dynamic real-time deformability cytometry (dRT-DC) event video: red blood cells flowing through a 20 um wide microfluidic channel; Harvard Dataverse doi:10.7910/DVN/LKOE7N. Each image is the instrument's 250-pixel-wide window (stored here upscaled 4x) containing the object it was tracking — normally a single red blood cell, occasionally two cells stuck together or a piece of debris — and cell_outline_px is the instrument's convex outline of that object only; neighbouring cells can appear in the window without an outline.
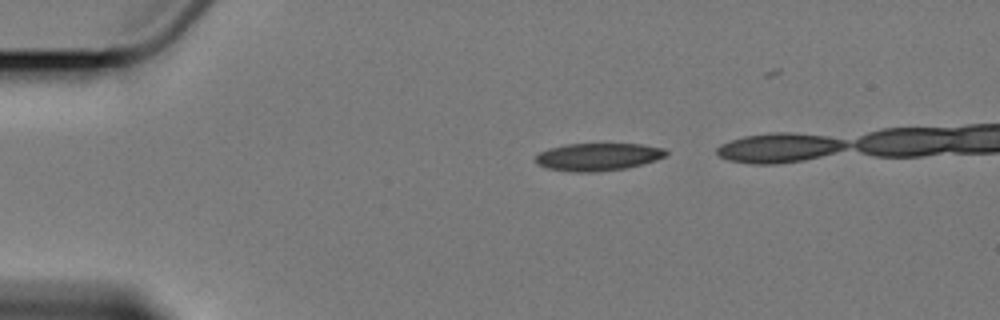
{"species": "Egyptian fruit bat (a non-hibernating species)", "species_latin": "Rousettus aegyptiacus", "temperature_condition": "cold", "stored_images_in_passage": 6, "segment_of_instrument_passage": [1, 2], "camera_frame_rate_fps": 3000, "um_per_image_px": 0.085, "animal": {"sex": "female"}, "frame": {"image": 1, "passage_image": 1, "time_ms": 0.0, "image_size_px": [1000, 320], "cell_outline_px": [[668, 156], [656, 160], [628, 168], [600, 172], [572, 172], [544, 168], [536, 164], [532, 160], [540, 152], [548, 148], [564, 144], [640, 144], [664, 148], [668, 152]], "centroid_in_image_um": [50.79, 13.34], "position_along_channel_um": 34.2, "area_um2": 21.44}}
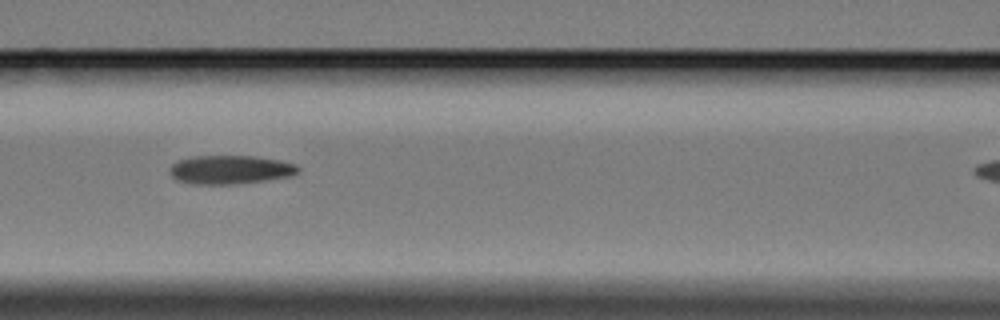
{"frame": {"image": 2, "passage_image": 4, "time_ms": 4.667, "image_size_px": [1000, 320], "cell_outline_px": [[300, 172], [292, 176], [264, 180], [232, 184], [196, 184], [180, 180], [172, 176], [168, 172], [168, 168], [172, 164], [180, 160], [192, 156], [252, 156], [280, 160], [296, 164], [300, 168]], "centroid_in_image_um": [19.6, 14.41], "position_along_channel_um": 147.0, "area_um2": 21.39}}
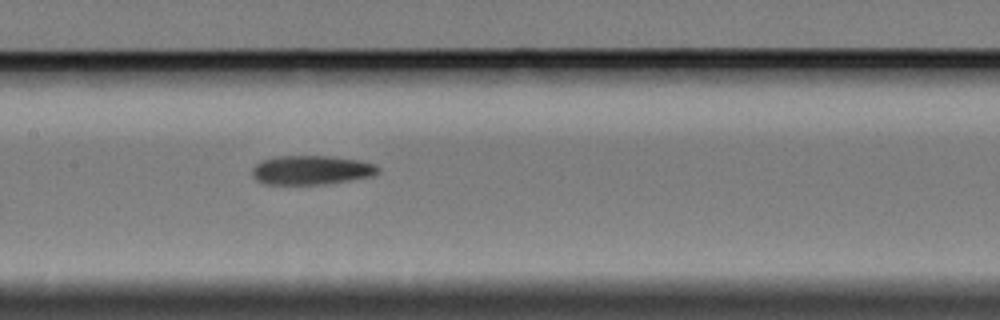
{"frame": {"image": 3, "passage_image": 5, "time_ms": 5.667, "image_size_px": [1000, 320], "cell_outline_px": [[380, 172], [376, 176], [328, 184], [264, 184], [256, 180], [252, 176], [252, 168], [260, 160], [276, 156], [332, 156], [360, 160], [376, 164], [380, 168]], "centroid_in_image_um": [26.51, 14.45], "position_along_channel_um": 180.9, "area_um2": 21.85}}